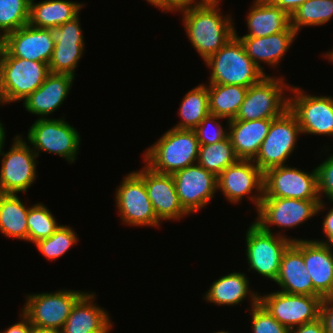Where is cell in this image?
Masks as SVG:
<instances>
[{
    "label": "cell",
    "instance_id": "cell-1",
    "mask_svg": "<svg viewBox=\"0 0 333 333\" xmlns=\"http://www.w3.org/2000/svg\"><path fill=\"white\" fill-rule=\"evenodd\" d=\"M219 5L220 1L198 2L175 11L182 14L188 40L204 62L235 36L232 16H223Z\"/></svg>",
    "mask_w": 333,
    "mask_h": 333
},
{
    "label": "cell",
    "instance_id": "cell-2",
    "mask_svg": "<svg viewBox=\"0 0 333 333\" xmlns=\"http://www.w3.org/2000/svg\"><path fill=\"white\" fill-rule=\"evenodd\" d=\"M199 142L194 130L171 127L144 151V165L160 174L172 175L197 164Z\"/></svg>",
    "mask_w": 333,
    "mask_h": 333
},
{
    "label": "cell",
    "instance_id": "cell-3",
    "mask_svg": "<svg viewBox=\"0 0 333 333\" xmlns=\"http://www.w3.org/2000/svg\"><path fill=\"white\" fill-rule=\"evenodd\" d=\"M204 63L212 71L208 84L241 85L248 88L266 76L246 54L236 36Z\"/></svg>",
    "mask_w": 333,
    "mask_h": 333
},
{
    "label": "cell",
    "instance_id": "cell-4",
    "mask_svg": "<svg viewBox=\"0 0 333 333\" xmlns=\"http://www.w3.org/2000/svg\"><path fill=\"white\" fill-rule=\"evenodd\" d=\"M49 74L48 64L12 57L4 49L0 63V88L5 105L24 101Z\"/></svg>",
    "mask_w": 333,
    "mask_h": 333
},
{
    "label": "cell",
    "instance_id": "cell-5",
    "mask_svg": "<svg viewBox=\"0 0 333 333\" xmlns=\"http://www.w3.org/2000/svg\"><path fill=\"white\" fill-rule=\"evenodd\" d=\"M321 200H301L294 198L263 197L257 211L255 222L262 230L273 233L270 227L281 229L280 236L288 228H296L326 209ZM325 207V208H324Z\"/></svg>",
    "mask_w": 333,
    "mask_h": 333
},
{
    "label": "cell",
    "instance_id": "cell-6",
    "mask_svg": "<svg viewBox=\"0 0 333 333\" xmlns=\"http://www.w3.org/2000/svg\"><path fill=\"white\" fill-rule=\"evenodd\" d=\"M277 232H266L254 221L246 231V260L248 271H255L258 275L275 282L286 249L296 238L280 236Z\"/></svg>",
    "mask_w": 333,
    "mask_h": 333
},
{
    "label": "cell",
    "instance_id": "cell-7",
    "mask_svg": "<svg viewBox=\"0 0 333 333\" xmlns=\"http://www.w3.org/2000/svg\"><path fill=\"white\" fill-rule=\"evenodd\" d=\"M64 118L37 119L30 126L27 140L37 157L41 151L59 155L70 164L76 161L81 136Z\"/></svg>",
    "mask_w": 333,
    "mask_h": 333
},
{
    "label": "cell",
    "instance_id": "cell-8",
    "mask_svg": "<svg viewBox=\"0 0 333 333\" xmlns=\"http://www.w3.org/2000/svg\"><path fill=\"white\" fill-rule=\"evenodd\" d=\"M284 81L283 76L276 78L268 74L248 87L244 101L232 120L252 121L280 117L288 109V97L285 94L291 87Z\"/></svg>",
    "mask_w": 333,
    "mask_h": 333
},
{
    "label": "cell",
    "instance_id": "cell-9",
    "mask_svg": "<svg viewBox=\"0 0 333 333\" xmlns=\"http://www.w3.org/2000/svg\"><path fill=\"white\" fill-rule=\"evenodd\" d=\"M18 134L13 138L10 150H0L1 169H0V193L18 194L25 192L34 184L37 176V155Z\"/></svg>",
    "mask_w": 333,
    "mask_h": 333
},
{
    "label": "cell",
    "instance_id": "cell-10",
    "mask_svg": "<svg viewBox=\"0 0 333 333\" xmlns=\"http://www.w3.org/2000/svg\"><path fill=\"white\" fill-rule=\"evenodd\" d=\"M85 293L81 290H56L27 294L22 312L34 326L61 331L76 301Z\"/></svg>",
    "mask_w": 333,
    "mask_h": 333
},
{
    "label": "cell",
    "instance_id": "cell-11",
    "mask_svg": "<svg viewBox=\"0 0 333 333\" xmlns=\"http://www.w3.org/2000/svg\"><path fill=\"white\" fill-rule=\"evenodd\" d=\"M302 134L296 117L287 109L272 120L269 132L263 140L253 162L264 173L266 170L285 165Z\"/></svg>",
    "mask_w": 333,
    "mask_h": 333
},
{
    "label": "cell",
    "instance_id": "cell-12",
    "mask_svg": "<svg viewBox=\"0 0 333 333\" xmlns=\"http://www.w3.org/2000/svg\"><path fill=\"white\" fill-rule=\"evenodd\" d=\"M120 183L114 199L121 222L128 226L158 228L162 221L157 218L144 180L132 171L125 175Z\"/></svg>",
    "mask_w": 333,
    "mask_h": 333
},
{
    "label": "cell",
    "instance_id": "cell-13",
    "mask_svg": "<svg viewBox=\"0 0 333 333\" xmlns=\"http://www.w3.org/2000/svg\"><path fill=\"white\" fill-rule=\"evenodd\" d=\"M291 85L288 109L296 117L303 134L333 136V97L306 94ZM294 93V94H293Z\"/></svg>",
    "mask_w": 333,
    "mask_h": 333
},
{
    "label": "cell",
    "instance_id": "cell-14",
    "mask_svg": "<svg viewBox=\"0 0 333 333\" xmlns=\"http://www.w3.org/2000/svg\"><path fill=\"white\" fill-rule=\"evenodd\" d=\"M322 296L287 294L280 290L259 294V303L283 326L291 329L320 318Z\"/></svg>",
    "mask_w": 333,
    "mask_h": 333
},
{
    "label": "cell",
    "instance_id": "cell-15",
    "mask_svg": "<svg viewBox=\"0 0 333 333\" xmlns=\"http://www.w3.org/2000/svg\"><path fill=\"white\" fill-rule=\"evenodd\" d=\"M263 197L320 200L316 168L311 173L287 165L266 170Z\"/></svg>",
    "mask_w": 333,
    "mask_h": 333
},
{
    "label": "cell",
    "instance_id": "cell-16",
    "mask_svg": "<svg viewBox=\"0 0 333 333\" xmlns=\"http://www.w3.org/2000/svg\"><path fill=\"white\" fill-rule=\"evenodd\" d=\"M263 181L264 173L253 160L239 159L217 176V190H220L231 204H238L243 197L248 196V200L250 199L258 210L263 198Z\"/></svg>",
    "mask_w": 333,
    "mask_h": 333
},
{
    "label": "cell",
    "instance_id": "cell-17",
    "mask_svg": "<svg viewBox=\"0 0 333 333\" xmlns=\"http://www.w3.org/2000/svg\"><path fill=\"white\" fill-rule=\"evenodd\" d=\"M183 209L189 214L206 207L217 190V177L198 164L172 174Z\"/></svg>",
    "mask_w": 333,
    "mask_h": 333
},
{
    "label": "cell",
    "instance_id": "cell-18",
    "mask_svg": "<svg viewBox=\"0 0 333 333\" xmlns=\"http://www.w3.org/2000/svg\"><path fill=\"white\" fill-rule=\"evenodd\" d=\"M79 17L78 15L61 26L49 29L55 43L48 64L50 73L70 74L75 77V69L85 50Z\"/></svg>",
    "mask_w": 333,
    "mask_h": 333
},
{
    "label": "cell",
    "instance_id": "cell-19",
    "mask_svg": "<svg viewBox=\"0 0 333 333\" xmlns=\"http://www.w3.org/2000/svg\"><path fill=\"white\" fill-rule=\"evenodd\" d=\"M143 180L157 218L180 220L189 215L182 207L172 175L152 171L148 166L135 171Z\"/></svg>",
    "mask_w": 333,
    "mask_h": 333
},
{
    "label": "cell",
    "instance_id": "cell-20",
    "mask_svg": "<svg viewBox=\"0 0 333 333\" xmlns=\"http://www.w3.org/2000/svg\"><path fill=\"white\" fill-rule=\"evenodd\" d=\"M302 254L313 288L323 298H333V247L313 239L292 243Z\"/></svg>",
    "mask_w": 333,
    "mask_h": 333
},
{
    "label": "cell",
    "instance_id": "cell-21",
    "mask_svg": "<svg viewBox=\"0 0 333 333\" xmlns=\"http://www.w3.org/2000/svg\"><path fill=\"white\" fill-rule=\"evenodd\" d=\"M55 43L49 29L29 24L4 37L5 50L12 56L49 64Z\"/></svg>",
    "mask_w": 333,
    "mask_h": 333
},
{
    "label": "cell",
    "instance_id": "cell-22",
    "mask_svg": "<svg viewBox=\"0 0 333 333\" xmlns=\"http://www.w3.org/2000/svg\"><path fill=\"white\" fill-rule=\"evenodd\" d=\"M70 74L50 73L43 84L30 94L23 105L27 112L47 119L63 104L74 82Z\"/></svg>",
    "mask_w": 333,
    "mask_h": 333
},
{
    "label": "cell",
    "instance_id": "cell-23",
    "mask_svg": "<svg viewBox=\"0 0 333 333\" xmlns=\"http://www.w3.org/2000/svg\"><path fill=\"white\" fill-rule=\"evenodd\" d=\"M96 294L85 292L73 305L60 333H110L108 312L95 304Z\"/></svg>",
    "mask_w": 333,
    "mask_h": 333
},
{
    "label": "cell",
    "instance_id": "cell-24",
    "mask_svg": "<svg viewBox=\"0 0 333 333\" xmlns=\"http://www.w3.org/2000/svg\"><path fill=\"white\" fill-rule=\"evenodd\" d=\"M298 33L289 26L285 31L266 37H237L243 44L246 54L255 65L265 74L263 64L274 68L279 65L286 52L292 46Z\"/></svg>",
    "mask_w": 333,
    "mask_h": 333
},
{
    "label": "cell",
    "instance_id": "cell-25",
    "mask_svg": "<svg viewBox=\"0 0 333 333\" xmlns=\"http://www.w3.org/2000/svg\"><path fill=\"white\" fill-rule=\"evenodd\" d=\"M273 119L227 121L228 137L239 159H255Z\"/></svg>",
    "mask_w": 333,
    "mask_h": 333
},
{
    "label": "cell",
    "instance_id": "cell-26",
    "mask_svg": "<svg viewBox=\"0 0 333 333\" xmlns=\"http://www.w3.org/2000/svg\"><path fill=\"white\" fill-rule=\"evenodd\" d=\"M275 283L281 288V292L287 294L321 296L313 288L310 274L305 267L303 254L293 244L286 249L282 256Z\"/></svg>",
    "mask_w": 333,
    "mask_h": 333
},
{
    "label": "cell",
    "instance_id": "cell-27",
    "mask_svg": "<svg viewBox=\"0 0 333 333\" xmlns=\"http://www.w3.org/2000/svg\"><path fill=\"white\" fill-rule=\"evenodd\" d=\"M249 284L246 274L232 272L215 280L203 294V299L218 306H236L250 297L252 308L259 302V293L252 291Z\"/></svg>",
    "mask_w": 333,
    "mask_h": 333
},
{
    "label": "cell",
    "instance_id": "cell-28",
    "mask_svg": "<svg viewBox=\"0 0 333 333\" xmlns=\"http://www.w3.org/2000/svg\"><path fill=\"white\" fill-rule=\"evenodd\" d=\"M247 13V34L236 37H266L285 31L290 26V16L278 6L267 0H253Z\"/></svg>",
    "mask_w": 333,
    "mask_h": 333
},
{
    "label": "cell",
    "instance_id": "cell-29",
    "mask_svg": "<svg viewBox=\"0 0 333 333\" xmlns=\"http://www.w3.org/2000/svg\"><path fill=\"white\" fill-rule=\"evenodd\" d=\"M84 5L70 0H44L38 3L31 0L28 24L44 29L61 26L80 15Z\"/></svg>",
    "mask_w": 333,
    "mask_h": 333
},
{
    "label": "cell",
    "instance_id": "cell-30",
    "mask_svg": "<svg viewBox=\"0 0 333 333\" xmlns=\"http://www.w3.org/2000/svg\"><path fill=\"white\" fill-rule=\"evenodd\" d=\"M28 211L29 207L19 195L0 193V233L8 238L28 242Z\"/></svg>",
    "mask_w": 333,
    "mask_h": 333
},
{
    "label": "cell",
    "instance_id": "cell-31",
    "mask_svg": "<svg viewBox=\"0 0 333 333\" xmlns=\"http://www.w3.org/2000/svg\"><path fill=\"white\" fill-rule=\"evenodd\" d=\"M209 113L225 118L236 117L248 88L241 85L207 84Z\"/></svg>",
    "mask_w": 333,
    "mask_h": 333
},
{
    "label": "cell",
    "instance_id": "cell-32",
    "mask_svg": "<svg viewBox=\"0 0 333 333\" xmlns=\"http://www.w3.org/2000/svg\"><path fill=\"white\" fill-rule=\"evenodd\" d=\"M178 110L181 120L174 128L194 130L209 114L207 85L200 84L188 91Z\"/></svg>",
    "mask_w": 333,
    "mask_h": 333
},
{
    "label": "cell",
    "instance_id": "cell-33",
    "mask_svg": "<svg viewBox=\"0 0 333 333\" xmlns=\"http://www.w3.org/2000/svg\"><path fill=\"white\" fill-rule=\"evenodd\" d=\"M238 160L239 158L229 137L214 144L199 145L197 164L213 173L216 177Z\"/></svg>",
    "mask_w": 333,
    "mask_h": 333
},
{
    "label": "cell",
    "instance_id": "cell-34",
    "mask_svg": "<svg viewBox=\"0 0 333 333\" xmlns=\"http://www.w3.org/2000/svg\"><path fill=\"white\" fill-rule=\"evenodd\" d=\"M332 17L333 0H307L290 16V26L299 33L303 27L324 25Z\"/></svg>",
    "mask_w": 333,
    "mask_h": 333
},
{
    "label": "cell",
    "instance_id": "cell-35",
    "mask_svg": "<svg viewBox=\"0 0 333 333\" xmlns=\"http://www.w3.org/2000/svg\"><path fill=\"white\" fill-rule=\"evenodd\" d=\"M55 216L43 203L29 206L27 216L28 242L36 243L50 237L60 226Z\"/></svg>",
    "mask_w": 333,
    "mask_h": 333
},
{
    "label": "cell",
    "instance_id": "cell-36",
    "mask_svg": "<svg viewBox=\"0 0 333 333\" xmlns=\"http://www.w3.org/2000/svg\"><path fill=\"white\" fill-rule=\"evenodd\" d=\"M31 0H0V34L4 37L29 22Z\"/></svg>",
    "mask_w": 333,
    "mask_h": 333
},
{
    "label": "cell",
    "instance_id": "cell-37",
    "mask_svg": "<svg viewBox=\"0 0 333 333\" xmlns=\"http://www.w3.org/2000/svg\"><path fill=\"white\" fill-rule=\"evenodd\" d=\"M78 239L71 226L60 225L50 237L39 240L34 245L46 259L52 261L69 251L78 243Z\"/></svg>",
    "mask_w": 333,
    "mask_h": 333
},
{
    "label": "cell",
    "instance_id": "cell-38",
    "mask_svg": "<svg viewBox=\"0 0 333 333\" xmlns=\"http://www.w3.org/2000/svg\"><path fill=\"white\" fill-rule=\"evenodd\" d=\"M220 119L225 118L209 113L194 129L199 145L214 144L228 137V130L219 122Z\"/></svg>",
    "mask_w": 333,
    "mask_h": 333
},
{
    "label": "cell",
    "instance_id": "cell-39",
    "mask_svg": "<svg viewBox=\"0 0 333 333\" xmlns=\"http://www.w3.org/2000/svg\"><path fill=\"white\" fill-rule=\"evenodd\" d=\"M251 309V310H250ZM246 308L251 314L253 333H289L290 329L281 325L259 302L252 308Z\"/></svg>",
    "mask_w": 333,
    "mask_h": 333
},
{
    "label": "cell",
    "instance_id": "cell-40",
    "mask_svg": "<svg viewBox=\"0 0 333 333\" xmlns=\"http://www.w3.org/2000/svg\"><path fill=\"white\" fill-rule=\"evenodd\" d=\"M315 168L317 171L318 193L321 202L323 201L322 198L325 196L327 200H329L328 203H333V154L327 156V158Z\"/></svg>",
    "mask_w": 333,
    "mask_h": 333
},
{
    "label": "cell",
    "instance_id": "cell-41",
    "mask_svg": "<svg viewBox=\"0 0 333 333\" xmlns=\"http://www.w3.org/2000/svg\"><path fill=\"white\" fill-rule=\"evenodd\" d=\"M320 318L325 327V333H333V298H324L320 308Z\"/></svg>",
    "mask_w": 333,
    "mask_h": 333
},
{
    "label": "cell",
    "instance_id": "cell-42",
    "mask_svg": "<svg viewBox=\"0 0 333 333\" xmlns=\"http://www.w3.org/2000/svg\"><path fill=\"white\" fill-rule=\"evenodd\" d=\"M333 205V203H331ZM323 233L325 240L314 239L318 242L329 244L333 247V206L327 211L326 216L322 223Z\"/></svg>",
    "mask_w": 333,
    "mask_h": 333
},
{
    "label": "cell",
    "instance_id": "cell-43",
    "mask_svg": "<svg viewBox=\"0 0 333 333\" xmlns=\"http://www.w3.org/2000/svg\"><path fill=\"white\" fill-rule=\"evenodd\" d=\"M289 333H325L324 323L321 318L315 321L290 329Z\"/></svg>",
    "mask_w": 333,
    "mask_h": 333
},
{
    "label": "cell",
    "instance_id": "cell-44",
    "mask_svg": "<svg viewBox=\"0 0 333 333\" xmlns=\"http://www.w3.org/2000/svg\"><path fill=\"white\" fill-rule=\"evenodd\" d=\"M32 324L30 323L28 317L20 311L19 322L9 326L3 332L0 333H30Z\"/></svg>",
    "mask_w": 333,
    "mask_h": 333
},
{
    "label": "cell",
    "instance_id": "cell-45",
    "mask_svg": "<svg viewBox=\"0 0 333 333\" xmlns=\"http://www.w3.org/2000/svg\"><path fill=\"white\" fill-rule=\"evenodd\" d=\"M270 4L278 6L284 10L289 16L307 0H267Z\"/></svg>",
    "mask_w": 333,
    "mask_h": 333
},
{
    "label": "cell",
    "instance_id": "cell-46",
    "mask_svg": "<svg viewBox=\"0 0 333 333\" xmlns=\"http://www.w3.org/2000/svg\"><path fill=\"white\" fill-rule=\"evenodd\" d=\"M199 0H163V13L175 12L177 9L198 3Z\"/></svg>",
    "mask_w": 333,
    "mask_h": 333
},
{
    "label": "cell",
    "instance_id": "cell-47",
    "mask_svg": "<svg viewBox=\"0 0 333 333\" xmlns=\"http://www.w3.org/2000/svg\"><path fill=\"white\" fill-rule=\"evenodd\" d=\"M30 333H60L59 331L32 325Z\"/></svg>",
    "mask_w": 333,
    "mask_h": 333
},
{
    "label": "cell",
    "instance_id": "cell-48",
    "mask_svg": "<svg viewBox=\"0 0 333 333\" xmlns=\"http://www.w3.org/2000/svg\"><path fill=\"white\" fill-rule=\"evenodd\" d=\"M4 124L0 121V150L4 148L5 145V137H6V131L5 128L3 127Z\"/></svg>",
    "mask_w": 333,
    "mask_h": 333
},
{
    "label": "cell",
    "instance_id": "cell-49",
    "mask_svg": "<svg viewBox=\"0 0 333 333\" xmlns=\"http://www.w3.org/2000/svg\"><path fill=\"white\" fill-rule=\"evenodd\" d=\"M146 1L152 6L161 9V11L163 12V0H146Z\"/></svg>",
    "mask_w": 333,
    "mask_h": 333
},
{
    "label": "cell",
    "instance_id": "cell-50",
    "mask_svg": "<svg viewBox=\"0 0 333 333\" xmlns=\"http://www.w3.org/2000/svg\"><path fill=\"white\" fill-rule=\"evenodd\" d=\"M4 49H5V47H4V36L0 34V63H1V59H2Z\"/></svg>",
    "mask_w": 333,
    "mask_h": 333
},
{
    "label": "cell",
    "instance_id": "cell-51",
    "mask_svg": "<svg viewBox=\"0 0 333 333\" xmlns=\"http://www.w3.org/2000/svg\"><path fill=\"white\" fill-rule=\"evenodd\" d=\"M5 105V101H4V98H3V95H2V92H1V88H0V105Z\"/></svg>",
    "mask_w": 333,
    "mask_h": 333
},
{
    "label": "cell",
    "instance_id": "cell-52",
    "mask_svg": "<svg viewBox=\"0 0 333 333\" xmlns=\"http://www.w3.org/2000/svg\"><path fill=\"white\" fill-rule=\"evenodd\" d=\"M221 0H199V2H217Z\"/></svg>",
    "mask_w": 333,
    "mask_h": 333
},
{
    "label": "cell",
    "instance_id": "cell-53",
    "mask_svg": "<svg viewBox=\"0 0 333 333\" xmlns=\"http://www.w3.org/2000/svg\"><path fill=\"white\" fill-rule=\"evenodd\" d=\"M213 333H231V332H227V331H218V332H213Z\"/></svg>",
    "mask_w": 333,
    "mask_h": 333
}]
</instances>
